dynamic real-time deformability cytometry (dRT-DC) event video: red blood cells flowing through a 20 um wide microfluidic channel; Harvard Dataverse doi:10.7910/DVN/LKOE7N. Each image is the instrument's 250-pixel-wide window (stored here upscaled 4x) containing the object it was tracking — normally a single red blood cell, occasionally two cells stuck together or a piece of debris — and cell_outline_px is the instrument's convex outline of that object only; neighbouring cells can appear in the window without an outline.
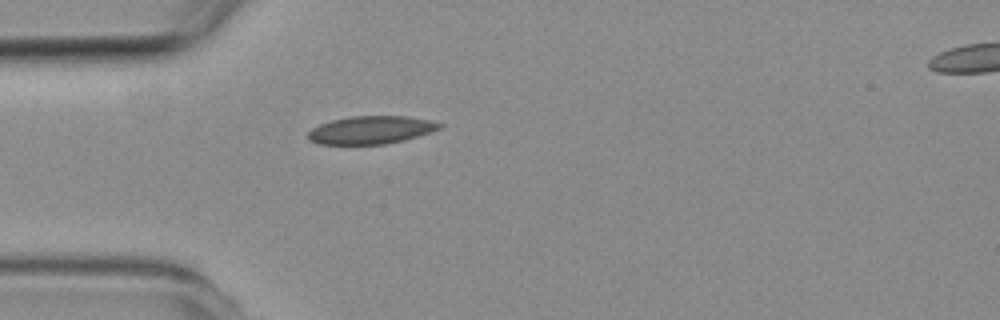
{"species": "common noctule bat (a hibernating species)", "species_latin": "Nyctalus noctula", "temperature_condition": "room temperature", "stored_images_in_passage": 2, "segment_of_instrument_passage": [1, 2], "camera_frame_rate_fps": 3000, "um_per_image_px": 0.085, "animal": {"sex": "female", "body_mass_g": 19.3, "forearm_length_mm": 54.1}, "frame": {"image": 1, "passage_image": 1, "time_ms": 0.0, "image_size_px": [1000, 320], "cell_outline_px": [[444, 124], [440, 128], [404, 140], [384, 144], [320, 144], [308, 140], [308, 132], [312, 128], [320, 124], [332, 120], [352, 116], [404, 116], [428, 120]], "centroid_in_image_um": [31.49, 11.05], "position_along_channel_um": 53.5, "area_um2": 21.1}}